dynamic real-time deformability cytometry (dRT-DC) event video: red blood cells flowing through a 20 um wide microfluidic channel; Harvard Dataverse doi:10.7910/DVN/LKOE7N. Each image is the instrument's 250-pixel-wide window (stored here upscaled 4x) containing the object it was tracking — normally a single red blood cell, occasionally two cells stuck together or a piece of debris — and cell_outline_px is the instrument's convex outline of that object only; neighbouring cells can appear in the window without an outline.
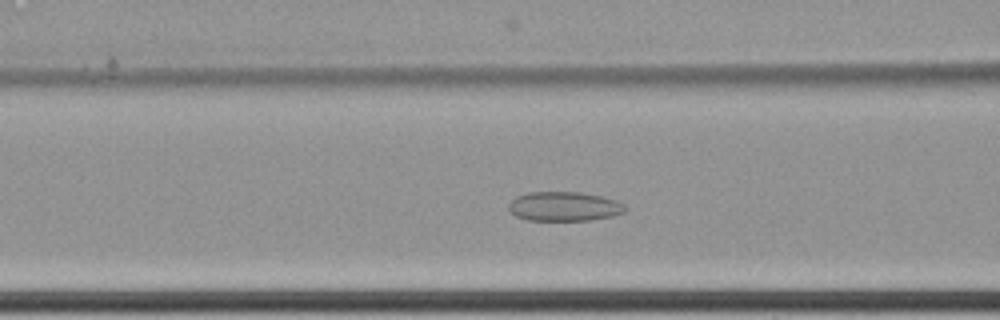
{"species": "common noctule bat (a hibernating species)", "species_latin": "Nyctalus noctula", "temperature_condition": "cold", "stored_images_in_passage": 42, "camera_frame_rate_fps": 3000, "um_per_image_px": 0.085, "animal": {"sex": "female", "body_mass_g": 22.7, "forearm_length_mm": 54.2}, "frame": {"image": 1, "passage_image": 7, "time_ms": 2.0, "image_size_px": [1000, 320], "cell_outline_px": [[628, 208], [624, 212], [612, 216], [592, 220], [528, 220], [516, 216], [508, 208], [508, 204], [516, 196], [528, 192], [580, 192], [600, 196], [616, 200], [624, 204]], "centroid_in_image_um": [47.96, 17.54], "position_along_channel_um": 118.6, "area_um2": 19.94}}
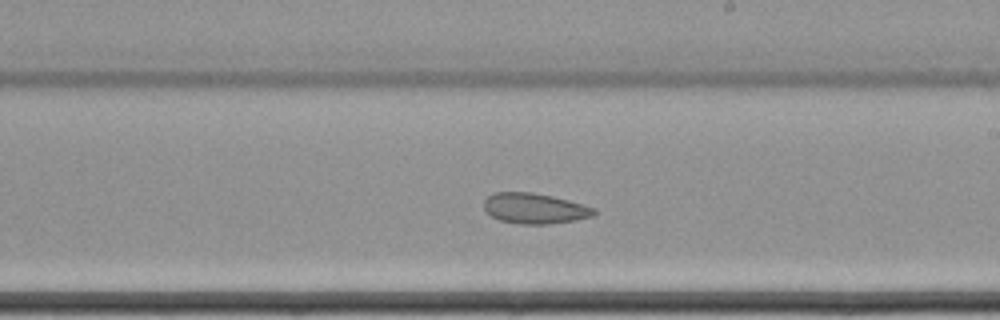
{"frame": {"image": 2, "passage_image": 18, "time_ms": 5.667, "image_size_px": [1000, 320], "cell_outline_px": [[596, 212], [592, 216], [576, 220], [548, 224], [520, 224], [500, 220], [492, 216], [484, 208], [484, 200], [488, 196], [496, 192], [532, 192], [552, 196], [568, 200], [596, 208]], "centroid_in_image_um": [45.45, 17.71], "position_along_channel_um": 243.5, "area_um2": 19.48}}
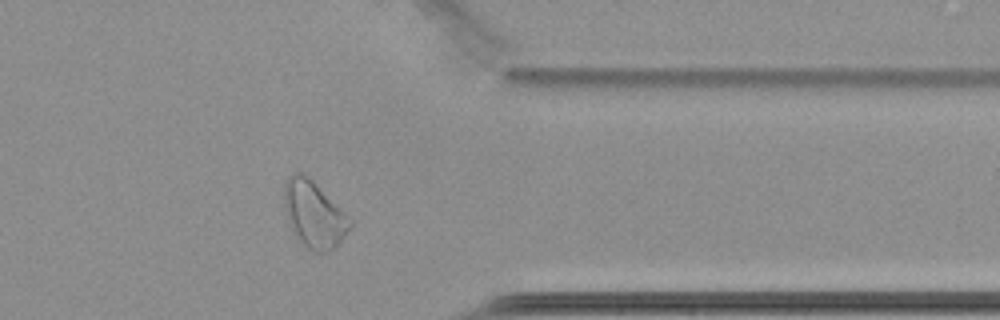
{"frame": {"image": 3, "passage_image": 31, "time_ms": 10.0, "image_size_px": [1000, 320], "cell_outline_px": [[352, 224], [336, 248], [332, 252], [316, 252], [300, 244], [292, 228], [284, 208], [284, 180], [292, 172], [300, 172], [308, 176], [352, 220]], "centroid_in_image_um": [26.67, 18.23], "position_along_channel_um": 384.7, "area_um2": 25.43}, "authors_computed_cell_mechanics": {"area_um2": 20.7791, "velocity_mm_per_s": 3.4116, "shape_relaxation_time_tau1_ms": null, "shape_relaxation_time_tau2_ms": 2.9654, "deformation_change_tau1": null, "deformation_change_tau2": 0.0729}}